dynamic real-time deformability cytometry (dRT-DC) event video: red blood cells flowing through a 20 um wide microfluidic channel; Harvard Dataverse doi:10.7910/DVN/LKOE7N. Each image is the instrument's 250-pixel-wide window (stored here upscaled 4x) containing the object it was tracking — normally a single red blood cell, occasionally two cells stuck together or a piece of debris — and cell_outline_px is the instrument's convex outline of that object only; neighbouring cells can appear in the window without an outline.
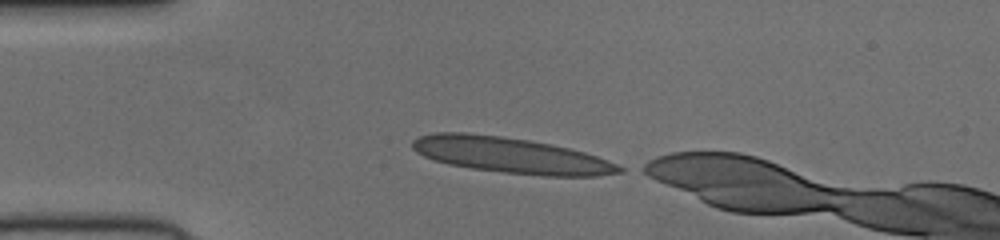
{"species": "human", "species_latin": "Homo sapiens", "temperature_condition": "cold", "stored_images_in_passage": 39, "camera_frame_rate_fps": 3000, "um_per_image_px": 0.085, "donor": {"sex": "female"}, "frame": {"image": 1, "passage_image": 1, "time_ms": 0.0, "image_size_px": [1000, 240], "cell_outline_px": [[624, 172], [596, 176], [544, 176], [504, 172], [472, 168], [448, 164], [424, 156], [416, 152], [412, 148], [412, 140], [420, 136], [432, 132], [468, 132], [500, 136], [528, 140], [552, 144], [584, 152], [608, 160], [624, 168]], "centroid_in_image_um": [43.41, 13.19], "position_along_channel_um": 41.6, "area_um2": 43.0}}
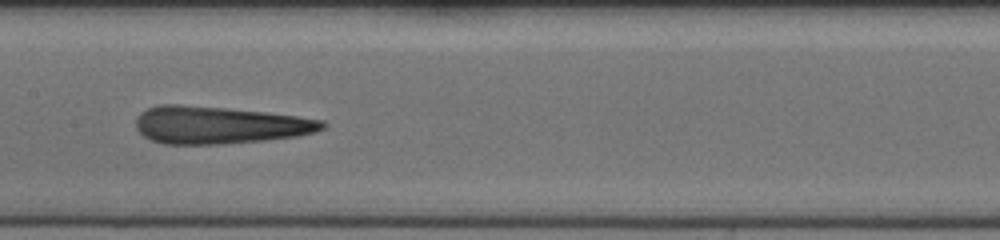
{"frame": {"image": 2, "passage_image": 14, "time_ms": 4.333, "image_size_px": [1000, 240], "cell_outline_px": [[328, 124], [324, 128], [316, 132], [296, 136], [264, 140], [216, 144], [164, 144], [152, 140], [144, 136], [136, 128], [136, 120], [140, 112], [148, 108], [160, 104], [180, 104], [228, 108], [268, 112], [324, 120]], "centroid_in_image_um": [18.64, 10.61], "position_along_channel_um": 188.8, "area_um2": 40.75}}
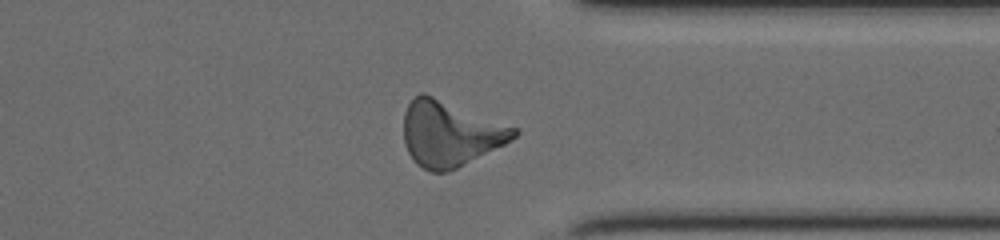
{"frame": {"image": 3, "passage_image": 28, "time_ms": 9.0, "image_size_px": [1000, 240], "cell_outline_px": [[520, 132], [516, 136], [504, 144], [448, 172], [432, 172], [416, 164], [412, 160], [404, 144], [404, 112], [408, 104], [420, 92], [424, 92], [520, 128]], "centroid_in_image_um": [38.25, 11.34], "position_along_channel_um": 373.1, "area_um2": 42.14}}